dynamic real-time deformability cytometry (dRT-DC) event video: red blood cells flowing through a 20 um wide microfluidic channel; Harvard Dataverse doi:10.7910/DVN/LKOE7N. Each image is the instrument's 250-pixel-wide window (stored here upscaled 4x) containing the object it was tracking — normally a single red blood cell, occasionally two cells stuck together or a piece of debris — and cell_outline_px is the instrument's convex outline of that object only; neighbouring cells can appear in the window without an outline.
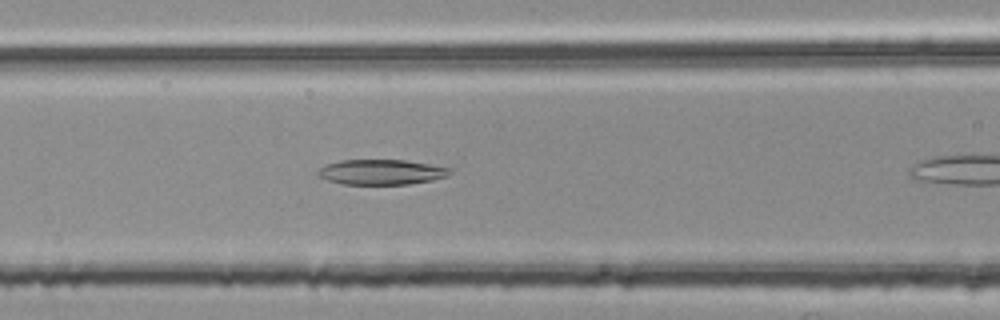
{"species": "common noctule bat (a hibernating species)", "species_latin": "Nyctalus noctula", "temperature_condition": "room temperature", "stored_images_in_passage": 10, "camera_frame_rate_fps": 3000, "um_per_image_px": 0.085, "animal": {"sex": "female", "body_mass_g": 25.1}, "frame": {"image": 1, "passage_image": 6, "time_ms": 1.667, "image_size_px": [1000, 320], "cell_outline_px": [[452, 172], [448, 176], [432, 180], [408, 184], [344, 184], [328, 180], [316, 176], [316, 172], [324, 164], [340, 160], [404, 160], [452, 168]], "centroid_in_image_um": [32.39, 14.62], "position_along_channel_um": 134.2, "area_um2": 19.42}}
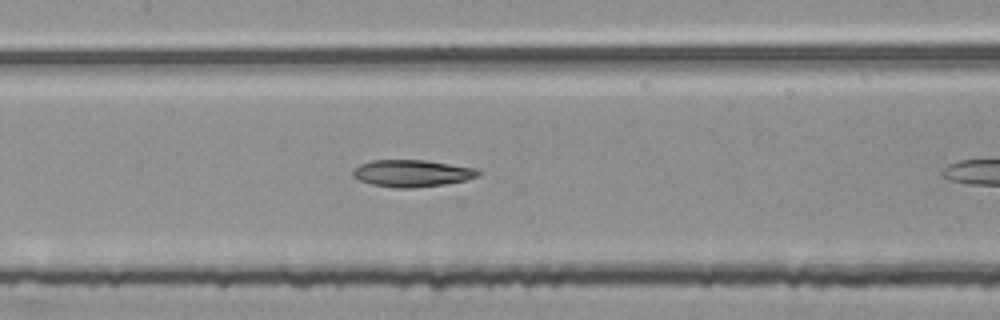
{"frame": {"image": 2, "passage_image": 9, "time_ms": 2.667, "image_size_px": [1000, 320], "cell_outline_px": [[480, 176], [468, 180], [444, 184], [412, 188], [396, 188], [372, 184], [360, 180], [352, 176], [352, 168], [360, 164], [372, 160], [424, 160], [476, 168], [480, 172]], "centroid_in_image_um": [35.02, 14.73], "position_along_channel_um": 172.4, "area_um2": 19.77}}